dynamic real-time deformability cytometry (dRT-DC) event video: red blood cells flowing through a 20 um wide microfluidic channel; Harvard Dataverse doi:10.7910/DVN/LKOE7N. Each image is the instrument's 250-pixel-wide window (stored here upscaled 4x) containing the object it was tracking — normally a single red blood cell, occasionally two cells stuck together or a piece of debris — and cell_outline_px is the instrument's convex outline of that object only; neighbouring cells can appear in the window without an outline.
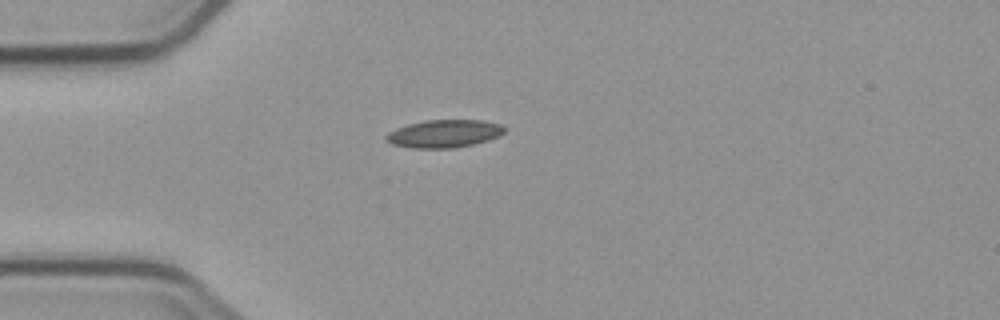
{"species": "common noctule bat (a hibernating species)", "species_latin": "Nyctalus noctula", "temperature_condition": "cold", "stored_images_in_passage": 5, "camera_frame_rate_fps": 3000, "um_per_image_px": 0.085, "animal": {"sex": "male", "body_mass_g": 23.1, "forearm_length_mm": 52.7}, "frame": {"image": 1, "passage_image": 1, "time_ms": 0.0, "image_size_px": [1000, 320], "cell_outline_px": [[504, 132], [500, 136], [488, 140], [456, 148], [412, 148], [392, 144], [384, 136], [388, 132], [396, 128], [408, 124], [424, 120], [484, 120], [500, 124], [504, 128]], "centroid_in_image_um": [37.75, 11.36], "position_along_channel_um": 47.2, "area_um2": 19.19}}
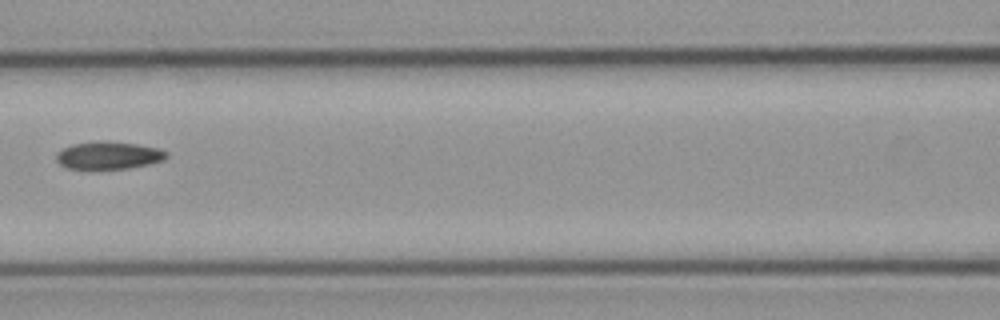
{"frame": {"image": 2, "passage_image": 4, "time_ms": 3.333, "image_size_px": [1000, 320], "cell_outline_px": [[168, 156], [164, 160], [148, 164], [128, 168], [88, 172], [64, 168], [56, 160], [56, 152], [72, 144], [92, 140], [104, 140], [136, 144], [160, 148], [168, 152]], "centroid_in_image_um": [9.16, 13.24], "position_along_channel_um": 157.4, "area_um2": 18.79}}
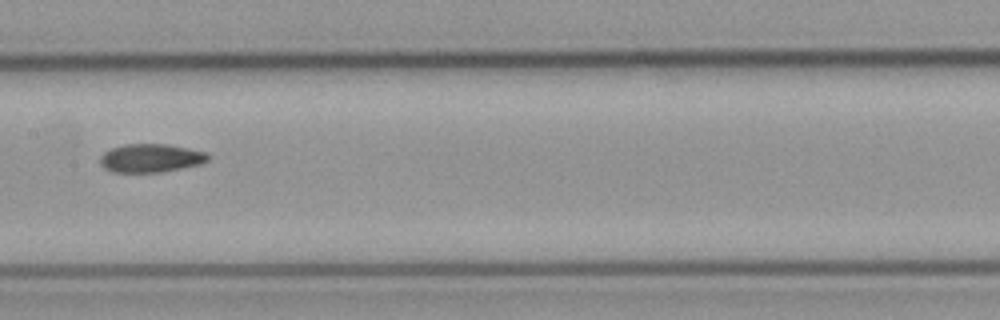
{"frame": {"image": 3, "passage_image": 5, "time_ms": 4.333, "image_size_px": [1000, 320], "cell_outline_px": [[212, 156], [208, 160], [200, 164], [160, 172], [112, 172], [104, 168], [100, 164], [100, 156], [104, 152], [112, 148], [124, 144], [168, 144], [208, 152]], "centroid_in_image_um": [12.83, 13.43], "position_along_channel_um": 194.6, "area_um2": 17.98}}